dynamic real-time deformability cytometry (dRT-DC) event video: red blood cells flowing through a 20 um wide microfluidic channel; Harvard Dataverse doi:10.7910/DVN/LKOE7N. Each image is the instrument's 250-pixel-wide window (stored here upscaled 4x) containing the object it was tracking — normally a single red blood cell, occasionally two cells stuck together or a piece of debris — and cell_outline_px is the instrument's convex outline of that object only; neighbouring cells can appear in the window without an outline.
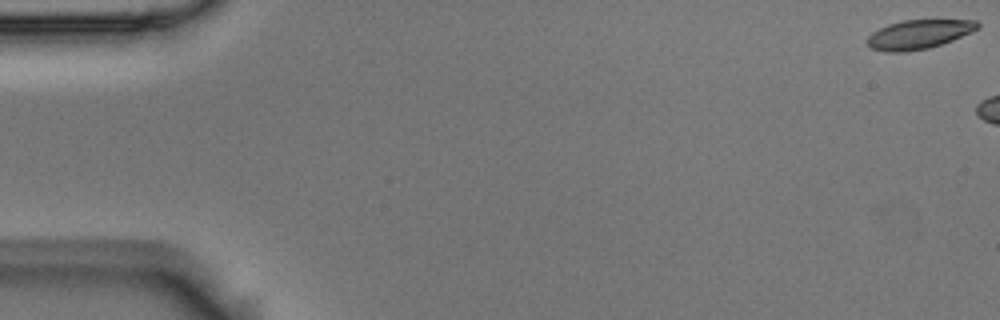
{"species": "Egyptian fruit bat (a non-hibernating species)", "species_latin": "Rousettus aegyptiacus", "temperature_condition": "room temperature", "stored_images_in_passage": 5, "camera_frame_rate_fps": 3000, "um_per_image_px": 0.085, "animal": {"sex": "male"}, "frame": {"image": 1, "passage_image": 1, "time_ms": 0.0, "image_size_px": [1000, 320], "cell_outline_px": [[980, 28], [972, 32], [952, 40], [928, 48], [904, 52], [884, 52], [872, 48], [868, 44], [868, 36], [872, 32], [888, 24], [900, 20], [976, 20], [980, 24]], "centroid_in_image_um": [78.1, 2.91], "position_along_channel_um": 6.9, "area_um2": 18.67}}